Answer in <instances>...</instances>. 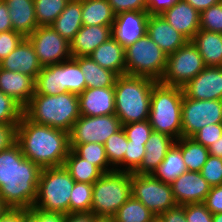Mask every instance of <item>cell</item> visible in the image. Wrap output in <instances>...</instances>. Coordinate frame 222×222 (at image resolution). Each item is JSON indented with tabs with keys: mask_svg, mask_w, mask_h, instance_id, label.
I'll use <instances>...</instances> for the list:
<instances>
[{
	"mask_svg": "<svg viewBox=\"0 0 222 222\" xmlns=\"http://www.w3.org/2000/svg\"><path fill=\"white\" fill-rule=\"evenodd\" d=\"M16 142L25 158L42 169L63 166L70 151L68 132L34 123L24 114L17 125Z\"/></svg>",
	"mask_w": 222,
	"mask_h": 222,
	"instance_id": "6da1fadb",
	"label": "cell"
},
{
	"mask_svg": "<svg viewBox=\"0 0 222 222\" xmlns=\"http://www.w3.org/2000/svg\"><path fill=\"white\" fill-rule=\"evenodd\" d=\"M23 114L32 122L64 130L68 133L80 115L79 97L71 92L57 95L34 94L23 108Z\"/></svg>",
	"mask_w": 222,
	"mask_h": 222,
	"instance_id": "7a4b0ae2",
	"label": "cell"
},
{
	"mask_svg": "<svg viewBox=\"0 0 222 222\" xmlns=\"http://www.w3.org/2000/svg\"><path fill=\"white\" fill-rule=\"evenodd\" d=\"M155 79L123 74L117 77L115 93V115L121 125L148 120Z\"/></svg>",
	"mask_w": 222,
	"mask_h": 222,
	"instance_id": "3957f363",
	"label": "cell"
},
{
	"mask_svg": "<svg viewBox=\"0 0 222 222\" xmlns=\"http://www.w3.org/2000/svg\"><path fill=\"white\" fill-rule=\"evenodd\" d=\"M42 168L28 160L22 151L13 159V174L0 186V198L10 209H29L37 198Z\"/></svg>",
	"mask_w": 222,
	"mask_h": 222,
	"instance_id": "277c9868",
	"label": "cell"
},
{
	"mask_svg": "<svg viewBox=\"0 0 222 222\" xmlns=\"http://www.w3.org/2000/svg\"><path fill=\"white\" fill-rule=\"evenodd\" d=\"M183 89L167 86L159 81L153 86L149 123L154 131L178 140L182 137Z\"/></svg>",
	"mask_w": 222,
	"mask_h": 222,
	"instance_id": "5b68a950",
	"label": "cell"
},
{
	"mask_svg": "<svg viewBox=\"0 0 222 222\" xmlns=\"http://www.w3.org/2000/svg\"><path fill=\"white\" fill-rule=\"evenodd\" d=\"M131 196L130 172L104 173L93 184L91 212L95 216L113 217Z\"/></svg>",
	"mask_w": 222,
	"mask_h": 222,
	"instance_id": "8992f818",
	"label": "cell"
},
{
	"mask_svg": "<svg viewBox=\"0 0 222 222\" xmlns=\"http://www.w3.org/2000/svg\"><path fill=\"white\" fill-rule=\"evenodd\" d=\"M74 184L75 180L64 166L43 168L33 207L68 214Z\"/></svg>",
	"mask_w": 222,
	"mask_h": 222,
	"instance_id": "52a82bcc",
	"label": "cell"
},
{
	"mask_svg": "<svg viewBox=\"0 0 222 222\" xmlns=\"http://www.w3.org/2000/svg\"><path fill=\"white\" fill-rule=\"evenodd\" d=\"M85 88L83 72L73 58L42 67L35 80V94L52 96L71 92L79 95Z\"/></svg>",
	"mask_w": 222,
	"mask_h": 222,
	"instance_id": "ba28073f",
	"label": "cell"
},
{
	"mask_svg": "<svg viewBox=\"0 0 222 222\" xmlns=\"http://www.w3.org/2000/svg\"><path fill=\"white\" fill-rule=\"evenodd\" d=\"M168 55L147 35L125 47L126 74L145 76L160 81Z\"/></svg>",
	"mask_w": 222,
	"mask_h": 222,
	"instance_id": "9c48e42d",
	"label": "cell"
},
{
	"mask_svg": "<svg viewBox=\"0 0 222 222\" xmlns=\"http://www.w3.org/2000/svg\"><path fill=\"white\" fill-rule=\"evenodd\" d=\"M131 193L156 216L178 205L171 184L162 182L153 174L131 173Z\"/></svg>",
	"mask_w": 222,
	"mask_h": 222,
	"instance_id": "30bf717a",
	"label": "cell"
},
{
	"mask_svg": "<svg viewBox=\"0 0 222 222\" xmlns=\"http://www.w3.org/2000/svg\"><path fill=\"white\" fill-rule=\"evenodd\" d=\"M206 67L191 41L168 55L165 72L159 81L167 86L183 88Z\"/></svg>",
	"mask_w": 222,
	"mask_h": 222,
	"instance_id": "8fae6325",
	"label": "cell"
},
{
	"mask_svg": "<svg viewBox=\"0 0 222 222\" xmlns=\"http://www.w3.org/2000/svg\"><path fill=\"white\" fill-rule=\"evenodd\" d=\"M222 123V100H182V137L192 138L209 124Z\"/></svg>",
	"mask_w": 222,
	"mask_h": 222,
	"instance_id": "7c38bea8",
	"label": "cell"
},
{
	"mask_svg": "<svg viewBox=\"0 0 222 222\" xmlns=\"http://www.w3.org/2000/svg\"><path fill=\"white\" fill-rule=\"evenodd\" d=\"M121 128V122L115 114L95 117L81 115L69 133L70 144L93 142L104 145Z\"/></svg>",
	"mask_w": 222,
	"mask_h": 222,
	"instance_id": "4fadbf2b",
	"label": "cell"
},
{
	"mask_svg": "<svg viewBox=\"0 0 222 222\" xmlns=\"http://www.w3.org/2000/svg\"><path fill=\"white\" fill-rule=\"evenodd\" d=\"M42 67L72 58L70 43L52 26H38L28 37Z\"/></svg>",
	"mask_w": 222,
	"mask_h": 222,
	"instance_id": "5bb4252c",
	"label": "cell"
},
{
	"mask_svg": "<svg viewBox=\"0 0 222 222\" xmlns=\"http://www.w3.org/2000/svg\"><path fill=\"white\" fill-rule=\"evenodd\" d=\"M182 89L188 98L222 100V66L205 67Z\"/></svg>",
	"mask_w": 222,
	"mask_h": 222,
	"instance_id": "9a60e30c",
	"label": "cell"
},
{
	"mask_svg": "<svg viewBox=\"0 0 222 222\" xmlns=\"http://www.w3.org/2000/svg\"><path fill=\"white\" fill-rule=\"evenodd\" d=\"M174 199L178 205L203 203L211 186L200 172L186 171L171 183Z\"/></svg>",
	"mask_w": 222,
	"mask_h": 222,
	"instance_id": "2e32d148",
	"label": "cell"
},
{
	"mask_svg": "<svg viewBox=\"0 0 222 222\" xmlns=\"http://www.w3.org/2000/svg\"><path fill=\"white\" fill-rule=\"evenodd\" d=\"M147 11H127L115 16L112 36L125 48L146 34Z\"/></svg>",
	"mask_w": 222,
	"mask_h": 222,
	"instance_id": "e0dca14e",
	"label": "cell"
},
{
	"mask_svg": "<svg viewBox=\"0 0 222 222\" xmlns=\"http://www.w3.org/2000/svg\"><path fill=\"white\" fill-rule=\"evenodd\" d=\"M78 97L80 115L95 117L115 114L114 87L85 88Z\"/></svg>",
	"mask_w": 222,
	"mask_h": 222,
	"instance_id": "ac0fdd59",
	"label": "cell"
},
{
	"mask_svg": "<svg viewBox=\"0 0 222 222\" xmlns=\"http://www.w3.org/2000/svg\"><path fill=\"white\" fill-rule=\"evenodd\" d=\"M0 68L20 72L36 80L42 70L32 43L25 37L20 44L0 62Z\"/></svg>",
	"mask_w": 222,
	"mask_h": 222,
	"instance_id": "d6986e66",
	"label": "cell"
},
{
	"mask_svg": "<svg viewBox=\"0 0 222 222\" xmlns=\"http://www.w3.org/2000/svg\"><path fill=\"white\" fill-rule=\"evenodd\" d=\"M161 16L188 41L200 30V13L185 0H179Z\"/></svg>",
	"mask_w": 222,
	"mask_h": 222,
	"instance_id": "ffe728a7",
	"label": "cell"
},
{
	"mask_svg": "<svg viewBox=\"0 0 222 222\" xmlns=\"http://www.w3.org/2000/svg\"><path fill=\"white\" fill-rule=\"evenodd\" d=\"M146 34L167 55L174 53L188 42L161 15H149Z\"/></svg>",
	"mask_w": 222,
	"mask_h": 222,
	"instance_id": "44dd1931",
	"label": "cell"
},
{
	"mask_svg": "<svg viewBox=\"0 0 222 222\" xmlns=\"http://www.w3.org/2000/svg\"><path fill=\"white\" fill-rule=\"evenodd\" d=\"M174 144V138L153 130L145 143V155L141 165L133 173L154 174Z\"/></svg>",
	"mask_w": 222,
	"mask_h": 222,
	"instance_id": "7402d4cb",
	"label": "cell"
},
{
	"mask_svg": "<svg viewBox=\"0 0 222 222\" xmlns=\"http://www.w3.org/2000/svg\"><path fill=\"white\" fill-rule=\"evenodd\" d=\"M112 37V26H82L70 42L72 57H87Z\"/></svg>",
	"mask_w": 222,
	"mask_h": 222,
	"instance_id": "603a6c76",
	"label": "cell"
},
{
	"mask_svg": "<svg viewBox=\"0 0 222 222\" xmlns=\"http://www.w3.org/2000/svg\"><path fill=\"white\" fill-rule=\"evenodd\" d=\"M0 90L24 108L35 94V80L26 74L0 68Z\"/></svg>",
	"mask_w": 222,
	"mask_h": 222,
	"instance_id": "cb8c5ba5",
	"label": "cell"
},
{
	"mask_svg": "<svg viewBox=\"0 0 222 222\" xmlns=\"http://www.w3.org/2000/svg\"><path fill=\"white\" fill-rule=\"evenodd\" d=\"M89 57L118 76L126 74L125 48L113 36L99 45Z\"/></svg>",
	"mask_w": 222,
	"mask_h": 222,
	"instance_id": "d4e9b609",
	"label": "cell"
},
{
	"mask_svg": "<svg viewBox=\"0 0 222 222\" xmlns=\"http://www.w3.org/2000/svg\"><path fill=\"white\" fill-rule=\"evenodd\" d=\"M13 30L28 37L37 27L34 0H4Z\"/></svg>",
	"mask_w": 222,
	"mask_h": 222,
	"instance_id": "484cf974",
	"label": "cell"
},
{
	"mask_svg": "<svg viewBox=\"0 0 222 222\" xmlns=\"http://www.w3.org/2000/svg\"><path fill=\"white\" fill-rule=\"evenodd\" d=\"M206 67L222 66V34L199 30L191 39Z\"/></svg>",
	"mask_w": 222,
	"mask_h": 222,
	"instance_id": "4316f807",
	"label": "cell"
},
{
	"mask_svg": "<svg viewBox=\"0 0 222 222\" xmlns=\"http://www.w3.org/2000/svg\"><path fill=\"white\" fill-rule=\"evenodd\" d=\"M81 13L82 0H70L50 26L70 43L83 26Z\"/></svg>",
	"mask_w": 222,
	"mask_h": 222,
	"instance_id": "83f0119b",
	"label": "cell"
},
{
	"mask_svg": "<svg viewBox=\"0 0 222 222\" xmlns=\"http://www.w3.org/2000/svg\"><path fill=\"white\" fill-rule=\"evenodd\" d=\"M83 72L86 88L114 87L118 75L111 70L99 66L89 56L72 57Z\"/></svg>",
	"mask_w": 222,
	"mask_h": 222,
	"instance_id": "f1b7e54d",
	"label": "cell"
},
{
	"mask_svg": "<svg viewBox=\"0 0 222 222\" xmlns=\"http://www.w3.org/2000/svg\"><path fill=\"white\" fill-rule=\"evenodd\" d=\"M115 16L108 0H82L83 26H113Z\"/></svg>",
	"mask_w": 222,
	"mask_h": 222,
	"instance_id": "f546056e",
	"label": "cell"
},
{
	"mask_svg": "<svg viewBox=\"0 0 222 222\" xmlns=\"http://www.w3.org/2000/svg\"><path fill=\"white\" fill-rule=\"evenodd\" d=\"M63 166L75 182L94 184L104 174L97 166L79 157L72 149L65 158Z\"/></svg>",
	"mask_w": 222,
	"mask_h": 222,
	"instance_id": "4dcf8cb0",
	"label": "cell"
},
{
	"mask_svg": "<svg viewBox=\"0 0 222 222\" xmlns=\"http://www.w3.org/2000/svg\"><path fill=\"white\" fill-rule=\"evenodd\" d=\"M175 145L181 150L186 169L200 172L209 156L208 148L197 143L193 138L187 137L175 140Z\"/></svg>",
	"mask_w": 222,
	"mask_h": 222,
	"instance_id": "1f68e13d",
	"label": "cell"
},
{
	"mask_svg": "<svg viewBox=\"0 0 222 222\" xmlns=\"http://www.w3.org/2000/svg\"><path fill=\"white\" fill-rule=\"evenodd\" d=\"M186 171L187 169L183 162L181 150L174 144L153 175L162 182L170 184Z\"/></svg>",
	"mask_w": 222,
	"mask_h": 222,
	"instance_id": "d6a6232c",
	"label": "cell"
},
{
	"mask_svg": "<svg viewBox=\"0 0 222 222\" xmlns=\"http://www.w3.org/2000/svg\"><path fill=\"white\" fill-rule=\"evenodd\" d=\"M113 217L115 222H153L156 215L131 196Z\"/></svg>",
	"mask_w": 222,
	"mask_h": 222,
	"instance_id": "836d02e7",
	"label": "cell"
},
{
	"mask_svg": "<svg viewBox=\"0 0 222 222\" xmlns=\"http://www.w3.org/2000/svg\"><path fill=\"white\" fill-rule=\"evenodd\" d=\"M79 157L97 166L103 173L114 171L108 162L104 145L99 143L70 144Z\"/></svg>",
	"mask_w": 222,
	"mask_h": 222,
	"instance_id": "e575fe53",
	"label": "cell"
},
{
	"mask_svg": "<svg viewBox=\"0 0 222 222\" xmlns=\"http://www.w3.org/2000/svg\"><path fill=\"white\" fill-rule=\"evenodd\" d=\"M128 139L123 128L111 135L104 143V148L110 166L116 171L124 172V155Z\"/></svg>",
	"mask_w": 222,
	"mask_h": 222,
	"instance_id": "d590c367",
	"label": "cell"
},
{
	"mask_svg": "<svg viewBox=\"0 0 222 222\" xmlns=\"http://www.w3.org/2000/svg\"><path fill=\"white\" fill-rule=\"evenodd\" d=\"M70 0H34L38 26H50Z\"/></svg>",
	"mask_w": 222,
	"mask_h": 222,
	"instance_id": "8d00e7d4",
	"label": "cell"
},
{
	"mask_svg": "<svg viewBox=\"0 0 222 222\" xmlns=\"http://www.w3.org/2000/svg\"><path fill=\"white\" fill-rule=\"evenodd\" d=\"M93 184L75 182L70 195L69 213L90 212Z\"/></svg>",
	"mask_w": 222,
	"mask_h": 222,
	"instance_id": "74e56055",
	"label": "cell"
},
{
	"mask_svg": "<svg viewBox=\"0 0 222 222\" xmlns=\"http://www.w3.org/2000/svg\"><path fill=\"white\" fill-rule=\"evenodd\" d=\"M23 107L0 90V125H18Z\"/></svg>",
	"mask_w": 222,
	"mask_h": 222,
	"instance_id": "f35d334b",
	"label": "cell"
},
{
	"mask_svg": "<svg viewBox=\"0 0 222 222\" xmlns=\"http://www.w3.org/2000/svg\"><path fill=\"white\" fill-rule=\"evenodd\" d=\"M200 29L222 34V1L200 13Z\"/></svg>",
	"mask_w": 222,
	"mask_h": 222,
	"instance_id": "ab89813d",
	"label": "cell"
},
{
	"mask_svg": "<svg viewBox=\"0 0 222 222\" xmlns=\"http://www.w3.org/2000/svg\"><path fill=\"white\" fill-rule=\"evenodd\" d=\"M145 155V143L129 141L124 155V172L133 173L140 165Z\"/></svg>",
	"mask_w": 222,
	"mask_h": 222,
	"instance_id": "60d3db41",
	"label": "cell"
},
{
	"mask_svg": "<svg viewBox=\"0 0 222 222\" xmlns=\"http://www.w3.org/2000/svg\"><path fill=\"white\" fill-rule=\"evenodd\" d=\"M200 173L211 187L222 185V158L209 155Z\"/></svg>",
	"mask_w": 222,
	"mask_h": 222,
	"instance_id": "b9f144b4",
	"label": "cell"
},
{
	"mask_svg": "<svg viewBox=\"0 0 222 222\" xmlns=\"http://www.w3.org/2000/svg\"><path fill=\"white\" fill-rule=\"evenodd\" d=\"M21 151L20 145L17 142L11 147L0 151V186L11 178L13 174V159Z\"/></svg>",
	"mask_w": 222,
	"mask_h": 222,
	"instance_id": "7bdbcfd3",
	"label": "cell"
},
{
	"mask_svg": "<svg viewBox=\"0 0 222 222\" xmlns=\"http://www.w3.org/2000/svg\"><path fill=\"white\" fill-rule=\"evenodd\" d=\"M124 133L129 141L146 143L153 129L149 120L122 125Z\"/></svg>",
	"mask_w": 222,
	"mask_h": 222,
	"instance_id": "ee69618b",
	"label": "cell"
},
{
	"mask_svg": "<svg viewBox=\"0 0 222 222\" xmlns=\"http://www.w3.org/2000/svg\"><path fill=\"white\" fill-rule=\"evenodd\" d=\"M65 213L31 207L25 209V222H64Z\"/></svg>",
	"mask_w": 222,
	"mask_h": 222,
	"instance_id": "f6af8a7d",
	"label": "cell"
},
{
	"mask_svg": "<svg viewBox=\"0 0 222 222\" xmlns=\"http://www.w3.org/2000/svg\"><path fill=\"white\" fill-rule=\"evenodd\" d=\"M222 135V123L209 124L201 128L192 138L199 144L208 148L212 143L220 139Z\"/></svg>",
	"mask_w": 222,
	"mask_h": 222,
	"instance_id": "bcb514c9",
	"label": "cell"
},
{
	"mask_svg": "<svg viewBox=\"0 0 222 222\" xmlns=\"http://www.w3.org/2000/svg\"><path fill=\"white\" fill-rule=\"evenodd\" d=\"M25 37L14 31L9 30L0 33V62L4 60L24 39Z\"/></svg>",
	"mask_w": 222,
	"mask_h": 222,
	"instance_id": "7dc6e473",
	"label": "cell"
},
{
	"mask_svg": "<svg viewBox=\"0 0 222 222\" xmlns=\"http://www.w3.org/2000/svg\"><path fill=\"white\" fill-rule=\"evenodd\" d=\"M185 217L187 222H213V214L203 203L186 204Z\"/></svg>",
	"mask_w": 222,
	"mask_h": 222,
	"instance_id": "c3c4849f",
	"label": "cell"
},
{
	"mask_svg": "<svg viewBox=\"0 0 222 222\" xmlns=\"http://www.w3.org/2000/svg\"><path fill=\"white\" fill-rule=\"evenodd\" d=\"M115 15L127 11H147L145 0H108Z\"/></svg>",
	"mask_w": 222,
	"mask_h": 222,
	"instance_id": "681fc988",
	"label": "cell"
},
{
	"mask_svg": "<svg viewBox=\"0 0 222 222\" xmlns=\"http://www.w3.org/2000/svg\"><path fill=\"white\" fill-rule=\"evenodd\" d=\"M203 204L212 213L222 212V185L211 187Z\"/></svg>",
	"mask_w": 222,
	"mask_h": 222,
	"instance_id": "f907efd6",
	"label": "cell"
},
{
	"mask_svg": "<svg viewBox=\"0 0 222 222\" xmlns=\"http://www.w3.org/2000/svg\"><path fill=\"white\" fill-rule=\"evenodd\" d=\"M17 125H0V151L16 143Z\"/></svg>",
	"mask_w": 222,
	"mask_h": 222,
	"instance_id": "816d5d0a",
	"label": "cell"
},
{
	"mask_svg": "<svg viewBox=\"0 0 222 222\" xmlns=\"http://www.w3.org/2000/svg\"><path fill=\"white\" fill-rule=\"evenodd\" d=\"M179 0H145L146 10L149 15H161Z\"/></svg>",
	"mask_w": 222,
	"mask_h": 222,
	"instance_id": "f5cc1de1",
	"label": "cell"
},
{
	"mask_svg": "<svg viewBox=\"0 0 222 222\" xmlns=\"http://www.w3.org/2000/svg\"><path fill=\"white\" fill-rule=\"evenodd\" d=\"M165 222H187L185 217V205H177L160 215Z\"/></svg>",
	"mask_w": 222,
	"mask_h": 222,
	"instance_id": "db71d44e",
	"label": "cell"
},
{
	"mask_svg": "<svg viewBox=\"0 0 222 222\" xmlns=\"http://www.w3.org/2000/svg\"><path fill=\"white\" fill-rule=\"evenodd\" d=\"M9 30H13L9 10L4 0H0V33Z\"/></svg>",
	"mask_w": 222,
	"mask_h": 222,
	"instance_id": "11a10c76",
	"label": "cell"
},
{
	"mask_svg": "<svg viewBox=\"0 0 222 222\" xmlns=\"http://www.w3.org/2000/svg\"><path fill=\"white\" fill-rule=\"evenodd\" d=\"M0 222H25V209H10L0 217Z\"/></svg>",
	"mask_w": 222,
	"mask_h": 222,
	"instance_id": "9f6ffc18",
	"label": "cell"
},
{
	"mask_svg": "<svg viewBox=\"0 0 222 222\" xmlns=\"http://www.w3.org/2000/svg\"><path fill=\"white\" fill-rule=\"evenodd\" d=\"M95 215L90 212L68 213L64 222H92Z\"/></svg>",
	"mask_w": 222,
	"mask_h": 222,
	"instance_id": "6f0895ef",
	"label": "cell"
},
{
	"mask_svg": "<svg viewBox=\"0 0 222 222\" xmlns=\"http://www.w3.org/2000/svg\"><path fill=\"white\" fill-rule=\"evenodd\" d=\"M193 8H195L199 13L208 9L210 6L220 3L222 0H185Z\"/></svg>",
	"mask_w": 222,
	"mask_h": 222,
	"instance_id": "680465c9",
	"label": "cell"
},
{
	"mask_svg": "<svg viewBox=\"0 0 222 222\" xmlns=\"http://www.w3.org/2000/svg\"><path fill=\"white\" fill-rule=\"evenodd\" d=\"M209 155L222 158V135L220 139L208 147Z\"/></svg>",
	"mask_w": 222,
	"mask_h": 222,
	"instance_id": "91938a15",
	"label": "cell"
},
{
	"mask_svg": "<svg viewBox=\"0 0 222 222\" xmlns=\"http://www.w3.org/2000/svg\"><path fill=\"white\" fill-rule=\"evenodd\" d=\"M92 222H115L114 217L95 216Z\"/></svg>",
	"mask_w": 222,
	"mask_h": 222,
	"instance_id": "94428289",
	"label": "cell"
},
{
	"mask_svg": "<svg viewBox=\"0 0 222 222\" xmlns=\"http://www.w3.org/2000/svg\"><path fill=\"white\" fill-rule=\"evenodd\" d=\"M8 207L3 203L2 199L0 198V217L5 213Z\"/></svg>",
	"mask_w": 222,
	"mask_h": 222,
	"instance_id": "6125c7cd",
	"label": "cell"
},
{
	"mask_svg": "<svg viewBox=\"0 0 222 222\" xmlns=\"http://www.w3.org/2000/svg\"><path fill=\"white\" fill-rule=\"evenodd\" d=\"M213 222H222V212L213 214Z\"/></svg>",
	"mask_w": 222,
	"mask_h": 222,
	"instance_id": "be15d7a7",
	"label": "cell"
},
{
	"mask_svg": "<svg viewBox=\"0 0 222 222\" xmlns=\"http://www.w3.org/2000/svg\"><path fill=\"white\" fill-rule=\"evenodd\" d=\"M153 222H165L160 216H156Z\"/></svg>",
	"mask_w": 222,
	"mask_h": 222,
	"instance_id": "e7e4bbea",
	"label": "cell"
}]
</instances>
